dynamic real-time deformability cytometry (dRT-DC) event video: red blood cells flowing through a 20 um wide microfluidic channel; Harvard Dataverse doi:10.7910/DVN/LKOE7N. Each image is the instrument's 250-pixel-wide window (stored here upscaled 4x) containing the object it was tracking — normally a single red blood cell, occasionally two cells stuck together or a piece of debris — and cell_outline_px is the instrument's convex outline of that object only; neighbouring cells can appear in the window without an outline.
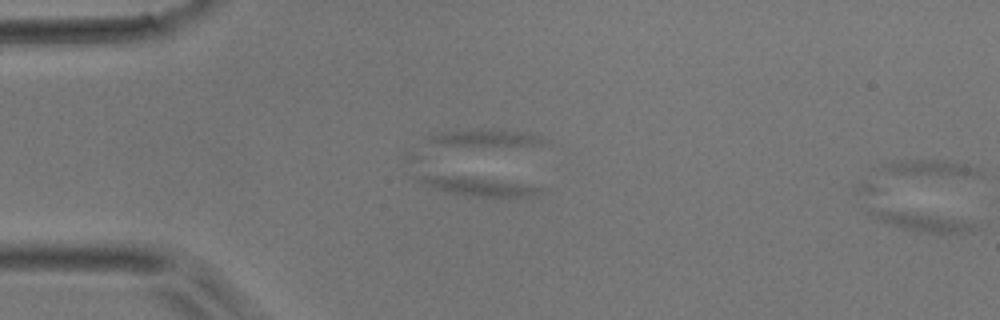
{"species": "common noctule bat (a hibernating species)", "species_latin": "Nyctalus noctula", "temperature_condition": "room temperature", "stored_images_in_passage": 3, "camera_frame_rate_fps": 3000, "um_per_image_px": 0.085, "animal": {"sex": "male", "body_mass_g": 17.9}, "frame": {"image": 1, "passage_image": 3, "time_ms": 0.667, "image_size_px": [1000, 320], "cell_outline_px": [[980, 228], [972, 232], [944, 236], [920, 232], [900, 228], [876, 220], [868, 212], [868, 208], [872, 208], [904, 212], [960, 220], [976, 224]], "centroid_in_image_um": [78.46, 18.93], "position_along_channel_um": 6.5, "area_um2": 11.62}}